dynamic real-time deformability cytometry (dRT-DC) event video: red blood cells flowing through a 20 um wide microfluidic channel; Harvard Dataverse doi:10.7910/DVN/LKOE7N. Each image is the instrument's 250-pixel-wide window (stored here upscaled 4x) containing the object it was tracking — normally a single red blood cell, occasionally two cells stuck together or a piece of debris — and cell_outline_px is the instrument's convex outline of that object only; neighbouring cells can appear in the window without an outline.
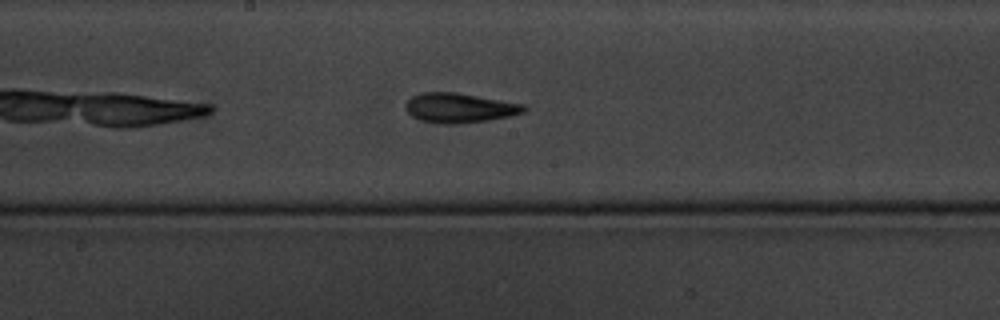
{"species": "common noctule bat (a hibernating species)", "species_latin": "Nyctalus noctula", "temperature_condition": "cold", "stored_images_in_passage": 8, "segment_of_instrument_passage": [2, 2], "camera_frame_rate_fps": 3000, "um_per_image_px": 0.085, "animal": {"sex": "male", "body_mass_g": 20.1, "forearm_length_mm": 53.5}, "frame": {"image": 1, "passage_image": 8, "time_ms": 9.0, "image_size_px": [1000, 320], "cell_outline_px": [[528, 108], [524, 112], [512, 116], [488, 120], [460, 124], [436, 124], [420, 120], [412, 116], [404, 108], [404, 104], [412, 96], [420, 92], [456, 92], [524, 104]], "centroid_in_image_um": [39.04, 9.18], "position_along_channel_um": 209.2, "area_um2": 20.75}}